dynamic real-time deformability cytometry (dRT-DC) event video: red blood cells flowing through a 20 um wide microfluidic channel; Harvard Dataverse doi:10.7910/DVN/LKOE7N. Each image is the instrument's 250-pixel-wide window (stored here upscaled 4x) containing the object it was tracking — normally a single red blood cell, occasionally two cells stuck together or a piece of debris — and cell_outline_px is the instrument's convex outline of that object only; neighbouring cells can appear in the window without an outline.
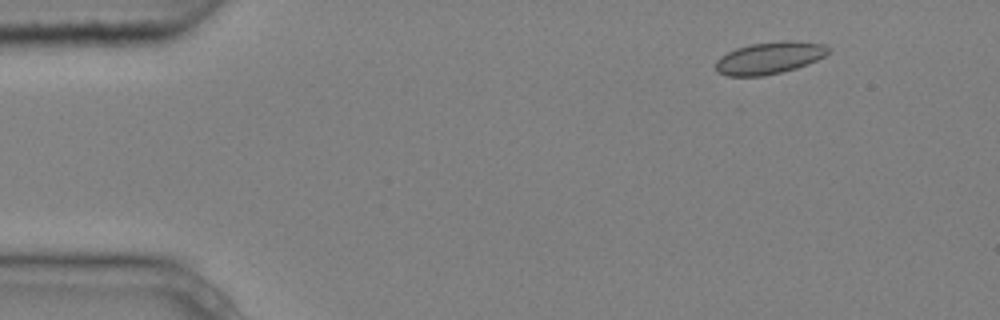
{"species": "common noctule bat (a hibernating species)", "species_latin": "Nyctalus noctula", "temperature_condition": "cold", "stored_images_in_passage": 4, "camera_frame_rate_fps": 3000, "um_per_image_px": 0.085, "animal": {"sex": "male", "body_mass_g": 20.4}, "frame": {"image": 1, "passage_image": 2, "time_ms": 0.333, "image_size_px": [1000, 320], "cell_outline_px": [[832, 48], [824, 56], [808, 64], [796, 68], [780, 72], [760, 76], [728, 76], [716, 72], [716, 60], [720, 56], [736, 48], [752, 44], [784, 40], [792, 40], [824, 44]], "centroid_in_image_um": [65.4, 4.92], "position_along_channel_um": 19.6, "area_um2": 21.04}}
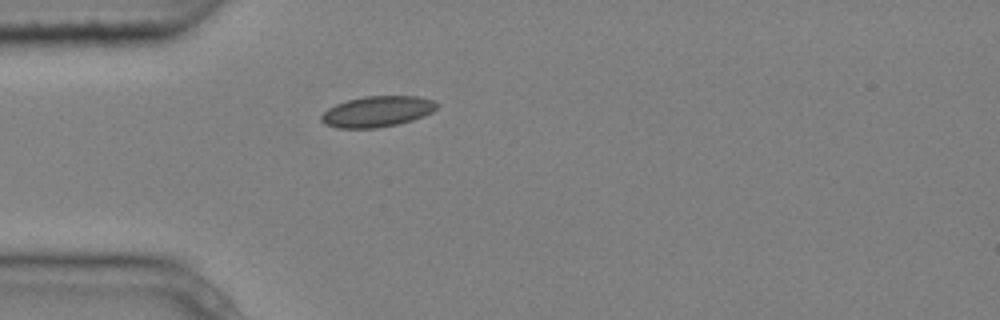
{"frame": {"image": 2, "passage_image": 4, "time_ms": 1.0, "image_size_px": [1000, 320], "cell_outline_px": [[440, 104], [432, 112], [424, 116], [412, 120], [396, 124], [376, 128], [336, 128], [324, 124], [320, 120], [320, 116], [328, 108], [336, 104], [348, 100], [364, 96], [416, 96], [432, 100]], "centroid_in_image_um": [32.04, 9.48], "position_along_channel_um": 53.0, "area_um2": 20.75}}